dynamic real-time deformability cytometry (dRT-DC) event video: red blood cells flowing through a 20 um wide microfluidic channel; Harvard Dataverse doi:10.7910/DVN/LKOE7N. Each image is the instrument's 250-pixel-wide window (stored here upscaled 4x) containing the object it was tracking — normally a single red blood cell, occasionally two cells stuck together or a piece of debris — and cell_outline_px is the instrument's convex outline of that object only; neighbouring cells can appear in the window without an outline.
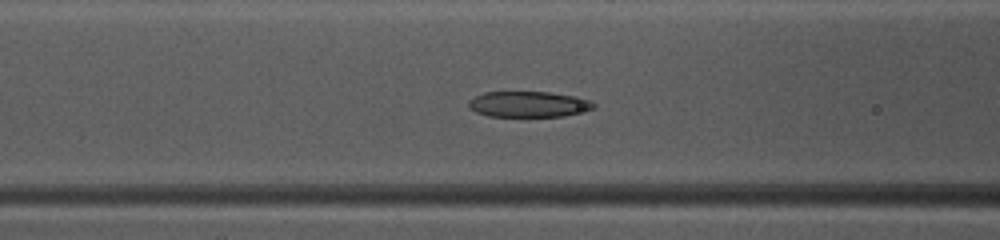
{"species": "common noctule bat (a hibernating species)", "species_latin": "Nyctalus noctula", "temperature_condition": "warm", "stored_images_in_passage": 38, "camera_frame_rate_fps": 3000, "um_per_image_px": 0.085, "animal": {"sex": "female", "body_mass_g": 10.0, "forearm_length_mm": 53.1}, "frame": {"image": 1, "passage_image": 9, "time_ms": 2.667, "image_size_px": [1000, 240], "cell_outline_px": [[596, 108], [564, 116], [488, 116], [476, 112], [468, 108], [468, 100], [484, 92], [548, 92], [576, 96], [592, 100], [596, 104]], "centroid_in_image_um": [44.95, 8.85], "position_along_channel_um": 121.7, "area_um2": 18.9}}
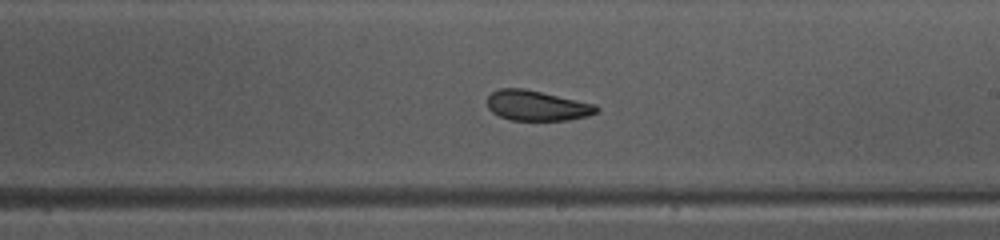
{"frame": {"image": 2, "passage_image": 18, "time_ms": 5.667, "image_size_px": [1000, 240], "cell_outline_px": [[600, 112], [588, 116], [568, 120], [512, 120], [500, 116], [492, 112], [488, 108], [488, 96], [492, 92], [500, 88], [524, 88], [596, 104], [600, 108]], "centroid_in_image_um": [45.68, 8.98], "position_along_channel_um": 243.3, "area_um2": 19.31}}
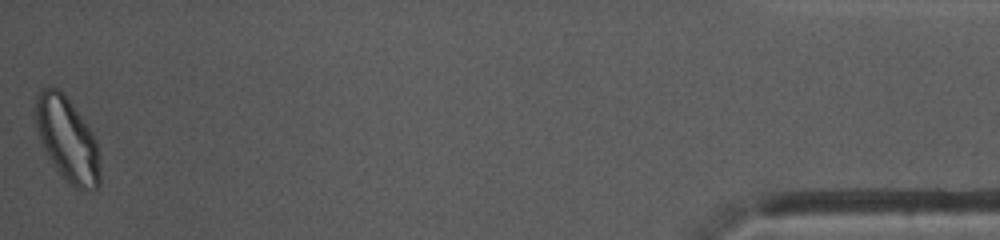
{"frame": {"image": 3, "passage_image": 38, "time_ms": 12.333, "image_size_px": [1000, 240], "cell_outline_px": [[100, 184], [96, 188], [88, 192], [76, 188], [68, 184], [56, 168], [48, 156], [44, 148], [32, 112], [36, 96], [40, 88], [60, 88], [64, 92], [92, 132], [96, 140], [100, 172]], "centroid_in_image_um": [5.7, 11.83], "position_along_channel_um": 429.5, "area_um2": 31.79}, "authors_computed_cell_mechanics": {"area_um2": 20.3456, "velocity_mm_per_s": 4.0561, "shape_relaxation_time_tau1_ms": 4.2272, "shape_relaxation_time_tau2_ms": 2.3416, "deformation_change_tau1": 0.1483, "deformation_change_tau2": 0.0717}}